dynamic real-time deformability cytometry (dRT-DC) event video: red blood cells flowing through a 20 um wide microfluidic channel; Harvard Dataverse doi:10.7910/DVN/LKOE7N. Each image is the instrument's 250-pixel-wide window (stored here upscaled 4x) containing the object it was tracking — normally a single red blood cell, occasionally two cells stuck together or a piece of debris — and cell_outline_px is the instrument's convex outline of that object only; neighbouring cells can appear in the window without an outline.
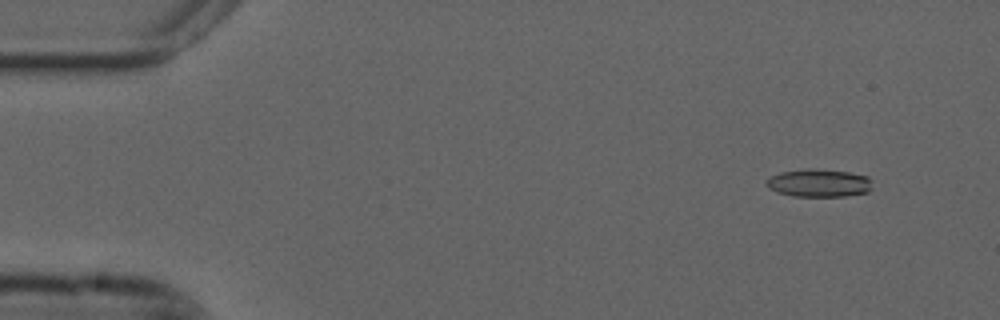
{"species": "common noctule bat (a hibernating species)", "species_latin": "Nyctalus noctula", "temperature_condition": "cold", "stored_images_in_passage": 55, "camera_frame_rate_fps": 3000, "um_per_image_px": 0.085, "animal": {"sex": "male", "forearm_length_mm": 52.5}, "frame": {"image": 1, "passage_image": 5, "time_ms": 1.333, "image_size_px": [1000, 320], "cell_outline_px": [[872, 188], [868, 192], [844, 196], [792, 196], [776, 192], [768, 188], [764, 180], [780, 172], [808, 168], [812, 168], [848, 172], [868, 176], [872, 180]], "centroid_in_image_um": [69.6, 15.55], "position_along_channel_um": 15.4, "area_um2": 17.4}}
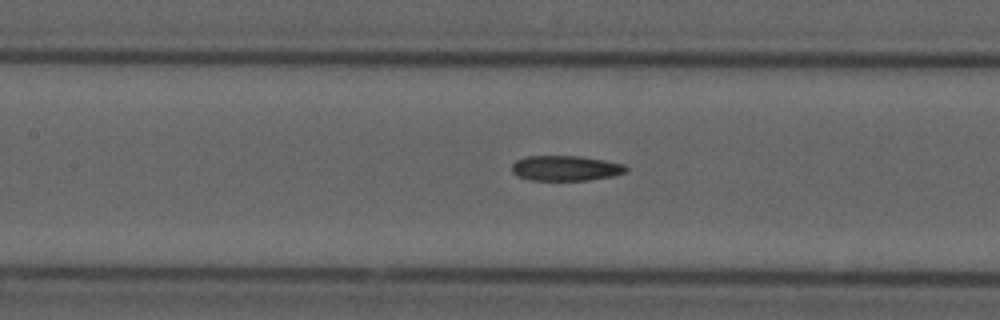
{"frame": {"image": 2, "passage_image": 25, "time_ms": 8.0, "image_size_px": [1000, 320], "cell_outline_px": [[628, 168], [624, 172], [612, 176], [588, 180], [528, 180], [516, 176], [512, 172], [512, 164], [516, 160], [524, 156], [580, 156], [604, 160], [624, 164]], "centroid_in_image_um": [48.03, 14.29], "position_along_channel_um": 159.4, "area_um2": 16.82}}
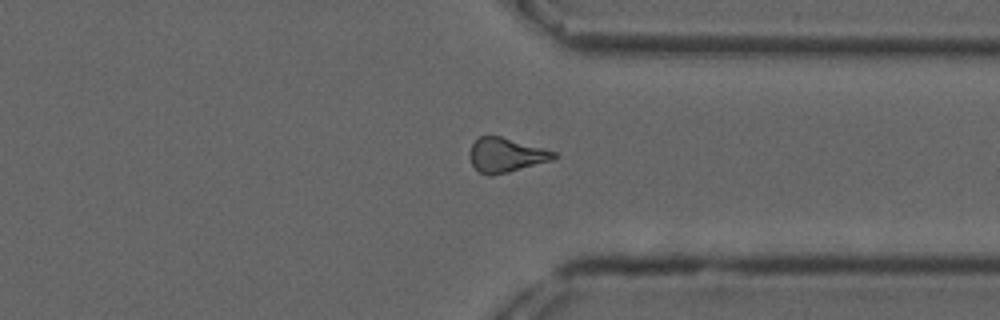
{"frame": {"image": 3, "passage_image": 42, "time_ms": 13.667, "image_size_px": [1000, 320], "cell_outline_px": [[556, 156], [552, 160], [508, 172], [492, 176], [488, 176], [480, 172], [472, 164], [468, 156], [468, 152], [472, 144], [480, 136], [500, 136], [544, 148], [556, 152]], "centroid_in_image_um": [42.98, 13.18], "position_along_channel_um": 368.4, "area_um2": 16.76}, "authors_computed_cell_mechanics": {"area_um2": 17.1088, "velocity_mm_per_s": 3.719, "shape_relaxation_time_tau1_ms": null, "shape_relaxation_time_tau2_ms": 4.6925, "deformation_change_tau1": null, "deformation_change_tau2": 0.1295}}